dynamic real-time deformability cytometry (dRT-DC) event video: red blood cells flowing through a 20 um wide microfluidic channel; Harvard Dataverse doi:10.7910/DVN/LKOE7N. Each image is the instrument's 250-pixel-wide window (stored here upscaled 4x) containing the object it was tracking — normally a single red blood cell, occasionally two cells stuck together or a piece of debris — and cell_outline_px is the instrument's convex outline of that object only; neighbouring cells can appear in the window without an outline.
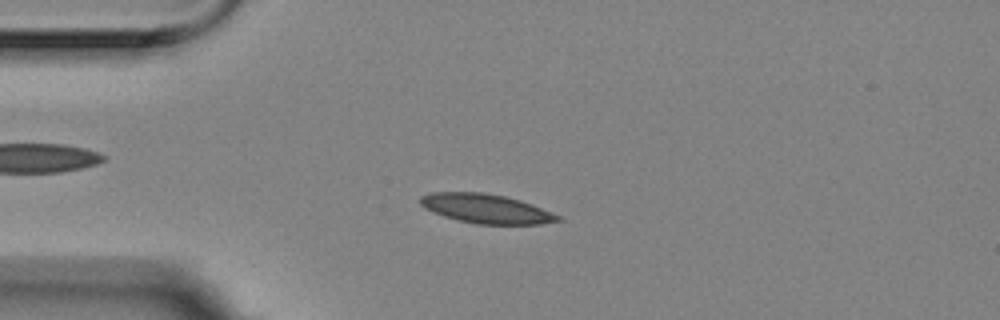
{"species": "Egyptian fruit bat (a non-hibernating species)", "species_latin": "Rousettus aegyptiacus", "temperature_condition": "room temperature", "stored_images_in_passage": 7, "camera_frame_rate_fps": 3000, "um_per_image_px": 0.085, "animal": {"sex": "female"}, "frame": {"image": 1, "passage_image": 1, "time_ms": 0.0, "image_size_px": [1000, 320], "cell_outline_px": [[564, 220], [540, 224], [476, 224], [456, 220], [432, 212], [424, 208], [420, 204], [420, 196], [428, 192], [484, 192], [504, 196], [520, 200], [532, 204], [552, 212], [560, 216]], "centroid_in_image_um": [41.3, 17.73], "position_along_channel_um": 43.7, "area_um2": 23.64}}
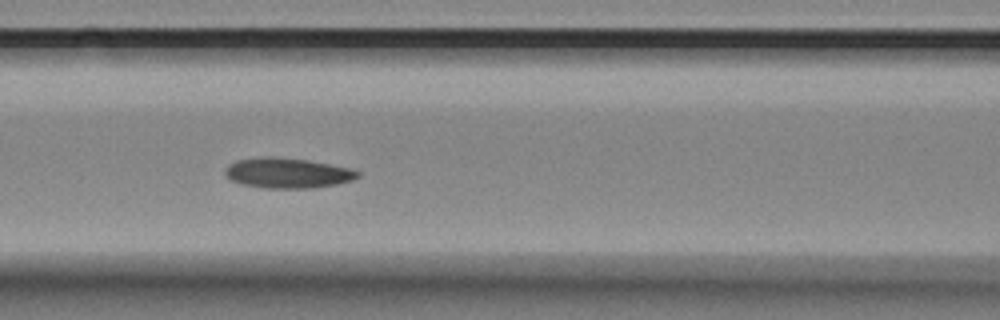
{"frame": {"image": 2, "passage_image": 4, "time_ms": 1.0, "image_size_px": [1000, 320], "cell_outline_px": [[360, 176], [352, 180], [336, 184], [312, 188], [264, 188], [240, 184], [224, 176], [224, 168], [228, 164], [236, 160], [264, 156], [268, 156], [308, 160], [352, 168], [360, 172]], "centroid_in_image_um": [24.41, 14.7], "position_along_channel_um": 142.2, "area_um2": 23.58}}
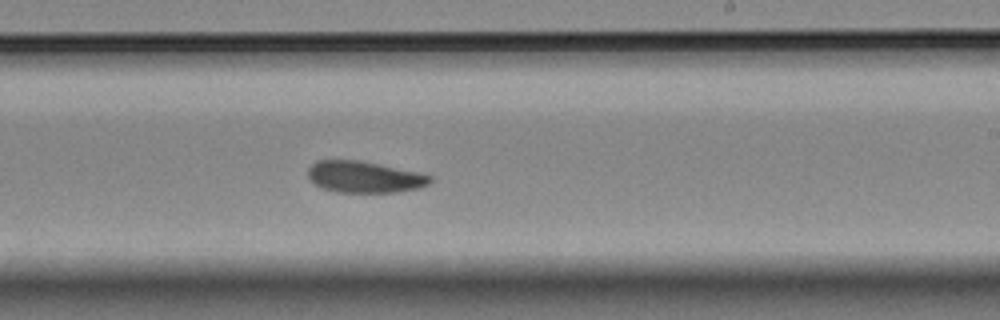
{"frame": {"image": 3, "passage_image": 7, "time_ms": 2.0, "image_size_px": [1000, 320], "cell_outline_px": [[432, 180], [428, 184], [416, 188], [396, 192], [336, 192], [320, 188], [308, 176], [308, 168], [316, 160], [360, 160], [416, 172], [432, 176]], "centroid_in_image_um": [30.93, 15.04], "position_along_channel_um": 258.1, "area_um2": 22.2}}